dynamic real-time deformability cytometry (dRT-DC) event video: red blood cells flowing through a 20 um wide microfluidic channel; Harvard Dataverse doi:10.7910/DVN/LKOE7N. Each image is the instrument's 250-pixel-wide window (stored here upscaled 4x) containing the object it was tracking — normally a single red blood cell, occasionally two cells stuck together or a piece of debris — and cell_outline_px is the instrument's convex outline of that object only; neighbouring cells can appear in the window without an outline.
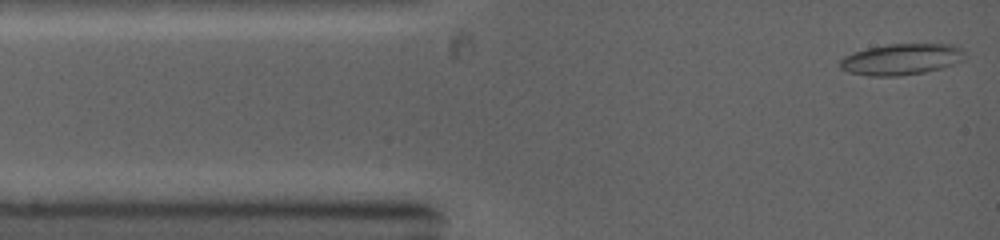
{"species": "common noctule bat (a hibernating species)", "species_latin": "Nyctalus noctula", "temperature_condition": "warm", "stored_images_in_passage": 76, "camera_frame_rate_fps": 5000, "um_per_image_px": 0.085, "animal": {"sex": "female", "body_mass_g": 19.0, "forearm_length_mm": 53.3}, "frame": {"image": 1, "passage_image": 1, "time_ms": 0.0, "image_size_px": [1000, 240], "cell_outline_px": [[964, 60], [940, 68], [924, 72], [900, 76], [868, 76], [848, 72], [840, 68], [840, 60], [844, 56], [852, 52], [868, 48], [888, 44], [948, 44], [960, 48], [964, 52]], "centroid_in_image_um": [76.57, 5.04], "position_along_channel_um": 8.4, "area_um2": 22.6}}
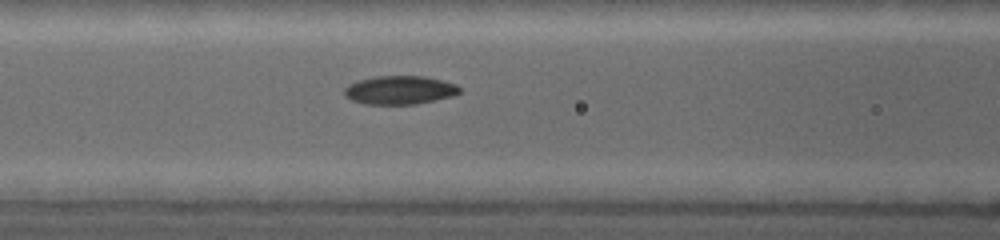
{"frame": {"image": 2, "passage_image": 25, "time_ms": 4.0, "image_size_px": [1000, 240], "cell_outline_px": [[460, 92], [452, 96], [416, 104], [364, 104], [352, 100], [344, 96], [344, 88], [348, 84], [356, 80], [376, 76], [424, 76], [456, 84], [460, 88]], "centroid_in_image_um": [33.93, 7.65], "position_along_channel_um": 132.7, "area_um2": 19.19}}
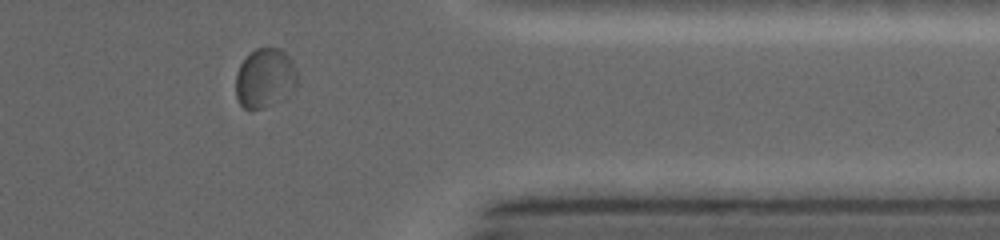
{"frame": {"image": 3, "passage_image": 61, "time_ms": 10.0, "image_size_px": [1000, 240], "cell_outline_px": [[296, 88], [292, 92], [280, 100], [264, 108], [252, 112], [244, 108], [240, 104], [236, 96], [236, 72], [240, 64], [256, 48], [280, 48], [288, 56], [296, 68]], "centroid_in_image_um": [22.51, 6.68], "position_along_channel_um": 388.9, "area_um2": 21.44}}